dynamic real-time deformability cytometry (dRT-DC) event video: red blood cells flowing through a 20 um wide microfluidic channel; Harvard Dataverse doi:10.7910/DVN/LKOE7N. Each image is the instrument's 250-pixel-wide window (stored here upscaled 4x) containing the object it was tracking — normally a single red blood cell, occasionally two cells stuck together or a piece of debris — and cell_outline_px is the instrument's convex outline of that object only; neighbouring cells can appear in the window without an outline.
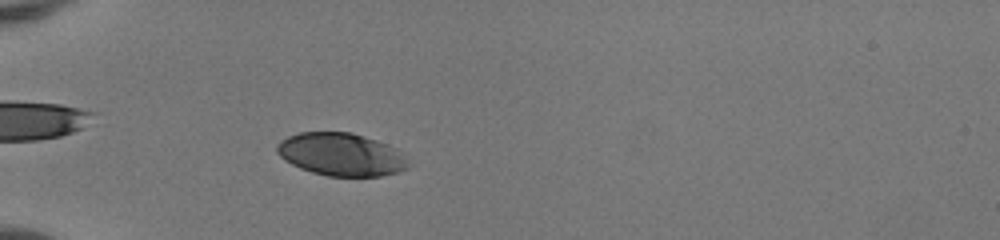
{"species": "human", "species_latin": "Homo sapiens", "temperature_condition": "room temperature", "stored_images_in_passage": 42, "camera_frame_rate_fps": 3000, "um_per_image_px": 0.085, "donor": {"sex": "female"}, "frame": {"image": 1, "passage_image": 8, "time_ms": 2.333, "image_size_px": [1000, 240], "cell_outline_px": [[412, 164], [408, 168], [400, 172], [380, 176], [328, 176], [312, 172], [300, 168], [284, 160], [276, 152], [276, 144], [280, 140], [288, 136], [300, 132], [352, 132], [388, 144], [396, 148]], "centroid_in_image_um": [29.01, 13.13], "position_along_channel_um": 56.0, "area_um2": 33.06}}
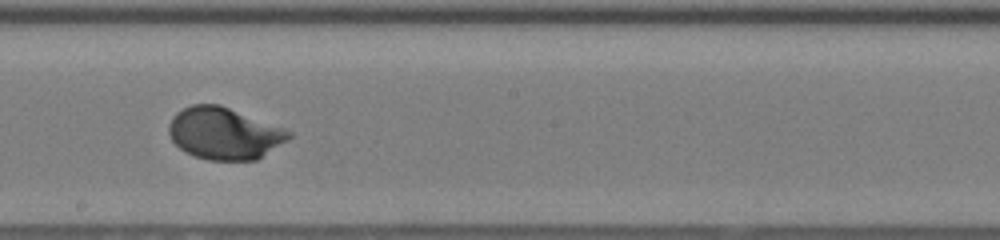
{"frame": {"image": 2, "passage_image": 22, "time_ms": 7.0, "image_size_px": [1000, 240], "cell_outline_px": [[292, 136], [288, 140], [256, 160], [208, 160], [184, 152], [172, 140], [168, 132], [168, 124], [172, 116], [176, 112], [192, 104], [220, 104], [284, 128], [292, 132]], "centroid_in_image_um": [19.04, 11.33], "position_along_channel_um": 229.2, "area_um2": 36.36}}
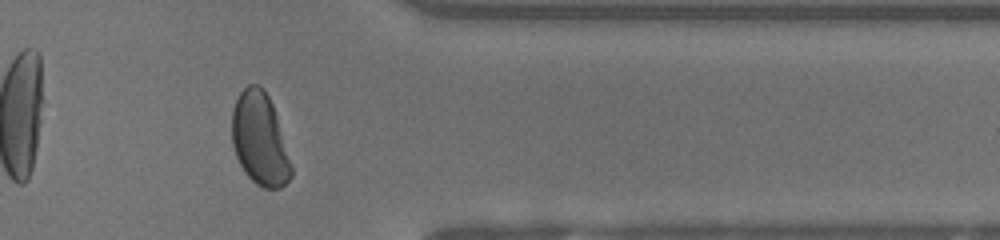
{"frame": {"image": 3, "passage_image": 34, "time_ms": 11.0, "image_size_px": [1000, 240], "cell_outline_px": [[292, 176], [280, 188], [264, 188], [256, 184], [244, 172], [236, 156], [232, 144], [232, 112], [236, 100], [240, 92], [248, 84], [260, 84], [264, 88], [272, 104], [276, 116], [292, 168]], "centroid_in_image_um": [22.06, 11.82], "position_along_channel_um": 389.3, "area_um2": 31.67}, "authors_computed_cell_mechanics": {"area_um2": 35.1424, "velocity_mm_per_s": 4.1429, "shape_relaxation_time_tau1_ms": 2.3429, "shape_relaxation_time_tau2_ms": null, "deformation_change_tau1": 0.1573, "deformation_change_tau2": null}}